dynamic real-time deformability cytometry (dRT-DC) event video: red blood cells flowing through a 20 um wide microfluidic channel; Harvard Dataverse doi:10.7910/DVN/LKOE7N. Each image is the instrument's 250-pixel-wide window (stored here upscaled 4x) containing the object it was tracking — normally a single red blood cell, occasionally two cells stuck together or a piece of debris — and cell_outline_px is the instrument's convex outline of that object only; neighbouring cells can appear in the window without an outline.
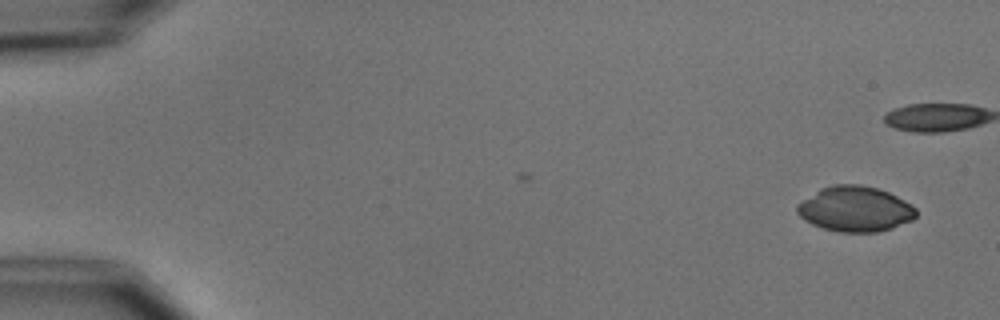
{"species": "common noctule bat (a hibernating species)", "species_latin": "Nyctalus noctula", "temperature_condition": "cold", "stored_images_in_passage": 2, "camera_frame_rate_fps": 3000, "um_per_image_px": 0.085, "animal": {"sex": "male", "body_mass_g": 15.6}, "frame": {"image": 1, "passage_image": 2, "time_ms": 1.333, "image_size_px": [1000, 320], "cell_outline_px": [[916, 216], [912, 220], [892, 228], [876, 232], [840, 232], [824, 228], [812, 224], [804, 220], [796, 212], [796, 204], [820, 188], [832, 184], [860, 184], [876, 188], [888, 192], [912, 204], [916, 208]], "centroid_in_image_um": [72.67, 17.75], "position_along_channel_um": 12.3, "area_um2": 31.5}}